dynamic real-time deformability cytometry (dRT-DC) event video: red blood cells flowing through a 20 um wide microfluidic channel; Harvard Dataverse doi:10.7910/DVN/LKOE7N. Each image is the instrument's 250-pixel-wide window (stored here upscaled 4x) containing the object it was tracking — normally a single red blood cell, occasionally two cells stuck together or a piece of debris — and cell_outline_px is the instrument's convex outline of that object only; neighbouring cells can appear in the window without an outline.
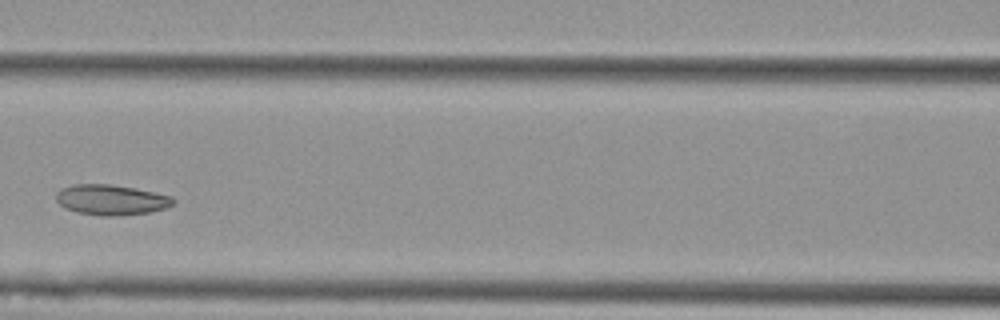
{"species": "Egyptian fruit bat (a non-hibernating species)", "species_latin": "Rousettus aegyptiacus", "temperature_condition": "cold", "stored_images_in_passage": 5, "camera_frame_rate_fps": 3000, "um_per_image_px": 0.085, "animal": {"sex": "female"}, "frame": {"image": 1, "passage_image": 5, "time_ms": 1.333, "image_size_px": [1000, 320], "cell_outline_px": [[176, 200], [168, 208], [152, 212], [120, 216], [100, 216], [76, 212], [64, 208], [56, 200], [56, 192], [60, 188], [72, 184], [108, 184], [136, 188], [172, 196]], "centroid_in_image_um": [9.45, 16.99], "position_along_channel_um": 157.1, "area_um2": 21.1}}